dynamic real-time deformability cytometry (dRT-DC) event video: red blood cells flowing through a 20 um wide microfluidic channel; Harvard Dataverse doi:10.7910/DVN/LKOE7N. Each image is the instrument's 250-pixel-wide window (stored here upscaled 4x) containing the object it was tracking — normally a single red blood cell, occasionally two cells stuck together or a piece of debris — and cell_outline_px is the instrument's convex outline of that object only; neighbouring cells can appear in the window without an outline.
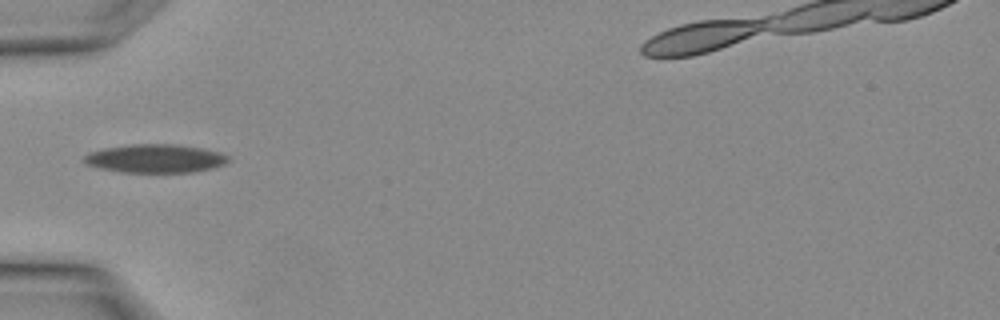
{"species": "Egyptian fruit bat (a non-hibernating species)", "species_latin": "Rousettus aegyptiacus", "temperature_condition": "warm", "stored_images_in_passage": 3, "camera_frame_rate_fps": 3000, "um_per_image_px": 0.085, "animal": {"sex": "female"}, "frame": {"image": 1, "passage_image": 3, "time_ms": 0.667, "image_size_px": [1000, 320], "cell_outline_px": [[228, 160], [224, 164], [212, 168], [196, 172], [124, 172], [100, 168], [84, 164], [80, 160], [88, 152], [104, 148], [132, 144], [176, 144], [204, 148], [220, 152], [228, 156]], "centroid_in_image_um": [13.17, 13.47], "position_along_channel_um": 71.8, "area_um2": 24.1}}